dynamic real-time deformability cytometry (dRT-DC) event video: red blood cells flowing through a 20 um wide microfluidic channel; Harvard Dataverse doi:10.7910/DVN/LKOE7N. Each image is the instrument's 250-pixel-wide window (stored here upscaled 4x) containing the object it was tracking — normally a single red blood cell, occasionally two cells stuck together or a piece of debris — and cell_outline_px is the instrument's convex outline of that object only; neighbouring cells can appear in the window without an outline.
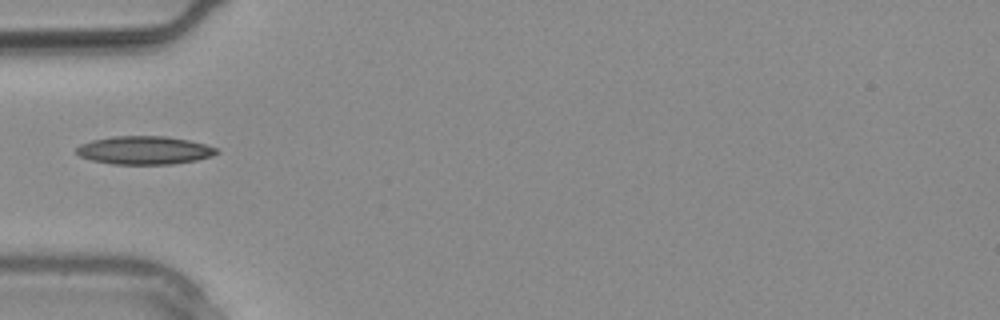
{"species": "common noctule bat (a hibernating species)", "species_latin": "Nyctalus noctula", "temperature_condition": "warm", "stored_images_in_passage": 3, "camera_frame_rate_fps": 3000, "um_per_image_px": 0.085, "animal": {"sex": "male", "body_mass_g": 20.4}, "frame": {"image": 1, "passage_image": 3, "time_ms": 0.667, "image_size_px": [1000, 320], "cell_outline_px": [[220, 152], [212, 156], [196, 160], [172, 164], [112, 164], [92, 160], [80, 156], [76, 152], [76, 148], [80, 144], [92, 140], [112, 136], [168, 136], [188, 140], [204, 144], [216, 148]], "centroid_in_image_um": [12.27, 12.77], "position_along_channel_um": 72.7, "area_um2": 23.06}}